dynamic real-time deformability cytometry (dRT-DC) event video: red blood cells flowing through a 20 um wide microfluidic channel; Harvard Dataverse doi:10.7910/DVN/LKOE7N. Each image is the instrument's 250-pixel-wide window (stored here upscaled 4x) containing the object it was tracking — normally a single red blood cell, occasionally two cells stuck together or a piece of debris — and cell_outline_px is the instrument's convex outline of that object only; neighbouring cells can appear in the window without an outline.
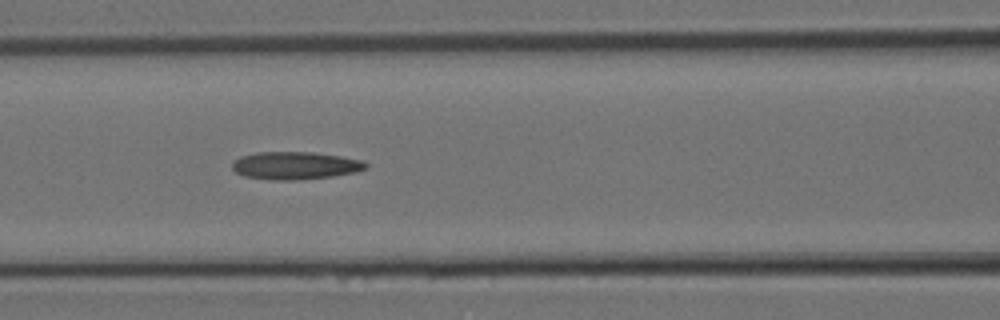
{"species": "Egyptian fruit bat (a non-hibernating species)", "species_latin": "Rousettus aegyptiacus", "temperature_condition": "room temperature", "stored_images_in_passage": 14, "camera_frame_rate_fps": 3000, "um_per_image_px": 0.085, "animal": {"sex": "female"}, "frame": {"image": 1, "passage_image": 11, "time_ms": 3.333, "image_size_px": [1000, 320], "cell_outline_px": [[368, 168], [356, 172], [332, 176], [292, 180], [272, 180], [244, 176], [236, 172], [232, 168], [232, 160], [240, 156], [256, 152], [312, 152], [340, 156], [364, 160], [368, 164]], "centroid_in_image_um": [25.09, 14.06], "position_along_channel_um": 141.5, "area_um2": 21.68}}
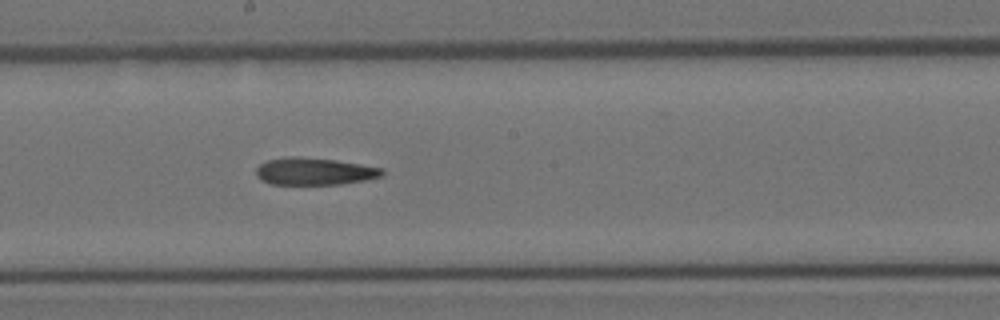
{"frame": {"image": 2, "passage_image": 14, "time_ms": 4.333, "image_size_px": [1000, 320], "cell_outline_px": [[384, 176], [364, 180], [340, 184], [272, 184], [260, 180], [256, 176], [256, 168], [260, 164], [268, 160], [288, 156], [300, 156], [336, 160], [384, 168]], "centroid_in_image_um": [26.72, 14.56], "position_along_channel_um": 221.5, "area_um2": 20.11}}